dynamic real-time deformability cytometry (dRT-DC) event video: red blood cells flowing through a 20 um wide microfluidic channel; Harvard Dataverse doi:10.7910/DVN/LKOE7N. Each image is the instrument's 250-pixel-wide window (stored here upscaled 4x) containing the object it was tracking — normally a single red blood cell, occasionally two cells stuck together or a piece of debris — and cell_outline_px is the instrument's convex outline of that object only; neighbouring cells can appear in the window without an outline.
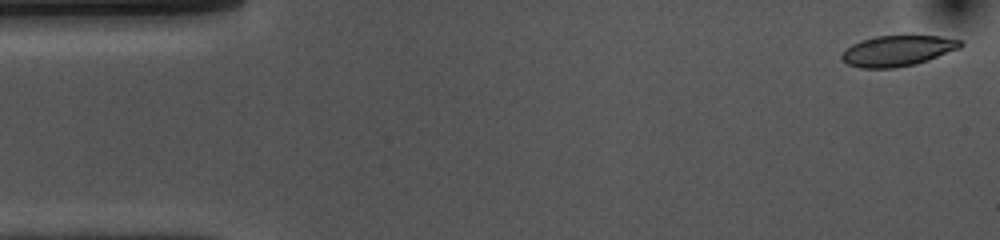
{"species": "common noctule bat (a hibernating species)", "species_latin": "Nyctalus noctula", "temperature_condition": "cold", "stored_images_in_passage": 54, "camera_frame_rate_fps": 3000, "um_per_image_px": 0.085, "animal": {"sex": "female", "body_mass_g": 10.0, "forearm_length_mm": 53.1}, "frame": {"image": 1, "passage_image": 1, "time_ms": 0.0, "image_size_px": [1000, 240], "cell_outline_px": [[964, 44], [960, 48], [928, 60], [916, 64], [892, 68], [860, 68], [848, 64], [840, 56], [840, 52], [852, 44], [860, 40], [876, 36], [940, 36], [960, 40]], "centroid_in_image_um": [76.27, 4.32], "position_along_channel_um": 8.7, "area_um2": 21.21}}
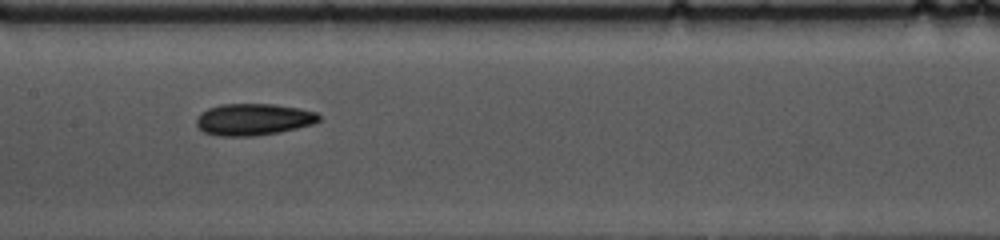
{"frame": {"image": 2, "passage_image": 25, "time_ms": 8.0, "image_size_px": [1000, 240], "cell_outline_px": [[320, 120], [316, 124], [280, 132], [252, 136], [220, 136], [204, 132], [196, 124], [196, 116], [200, 112], [208, 108], [220, 104], [272, 104], [300, 108], [316, 112], [320, 116]], "centroid_in_image_um": [21.55, 10.15], "position_along_channel_um": 185.8, "area_um2": 22.89}}
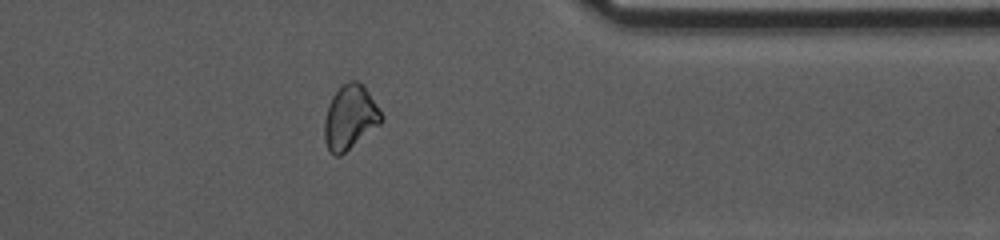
{"frame": {"image": 3, "passage_image": 43, "time_ms": 14.0, "image_size_px": [1000, 240], "cell_outline_px": [[384, 120], [380, 124], [340, 156], [336, 156], [328, 148], [324, 140], [324, 120], [328, 104], [332, 96], [340, 84], [348, 80], [356, 80], [368, 92], [384, 116]], "centroid_in_image_um": [29.74, 9.95], "position_along_channel_um": 381.7, "area_um2": 21.27}, "authors_computed_cell_mechanics": {"area_um2": 22.1374, "velocity_mm_per_s": 3.5425, "shape_relaxation_time_tau1_ms": 6.8829, "shape_relaxation_time_tau2_ms": 5.2535, "deformation_change_tau1": 0.1339, "deformation_change_tau2": 0.1082}}